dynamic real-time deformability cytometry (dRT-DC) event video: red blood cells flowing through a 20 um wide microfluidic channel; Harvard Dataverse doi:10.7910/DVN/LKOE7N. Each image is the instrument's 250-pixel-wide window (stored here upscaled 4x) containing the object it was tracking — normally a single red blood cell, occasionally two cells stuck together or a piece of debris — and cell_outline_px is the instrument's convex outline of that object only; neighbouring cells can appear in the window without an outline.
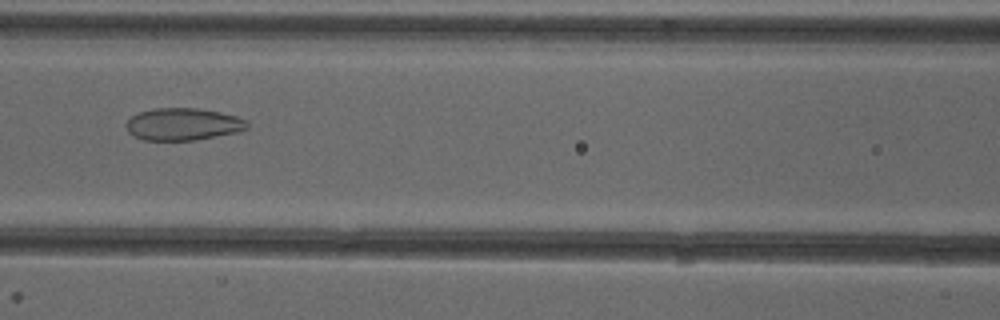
{"species": "common noctule bat (a hibernating species)", "species_latin": "Nyctalus noctula", "temperature_condition": "cold", "stored_images_in_passage": 33, "camera_frame_rate_fps": 3000, "um_per_image_px": 0.085, "animal": {"sex": "female"}, "frame": {"image": 1, "passage_image": 23, "time_ms": 7.333, "image_size_px": [1000, 320], "cell_outline_px": [[248, 128], [236, 132], [196, 140], [144, 140], [132, 136], [128, 132], [124, 124], [132, 116], [140, 112], [152, 108], [196, 108], [220, 112], [236, 116], [248, 120]], "centroid_in_image_um": [15.53, 10.56], "position_along_channel_um": 151.1, "area_um2": 22.83}}
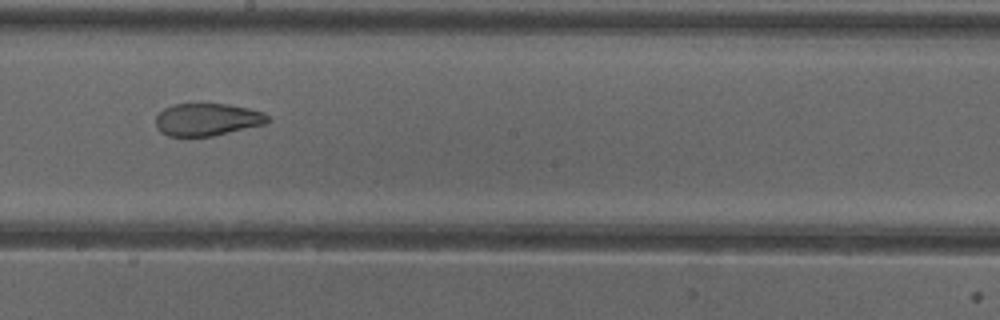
{"frame": {"image": 2, "passage_image": 29, "time_ms": 9.333, "image_size_px": [1000, 320], "cell_outline_px": [[272, 120], [264, 124], [212, 136], [168, 136], [160, 132], [156, 128], [156, 116], [164, 108], [172, 104], [228, 104], [248, 108], [264, 112]], "centroid_in_image_um": [17.6, 10.16], "position_along_channel_um": 230.6, "area_um2": 21.21}}
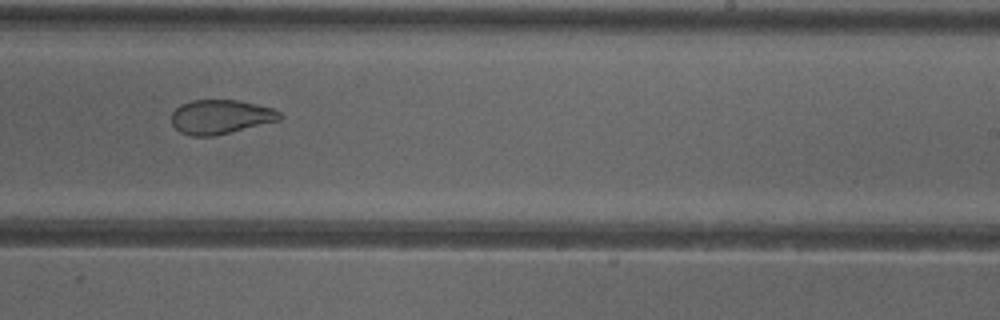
{"frame": {"image": 3, "passage_image": 32, "time_ms": 10.333, "image_size_px": [1000, 320], "cell_outline_px": [[284, 116], [280, 120], [212, 136], [192, 136], [180, 132], [172, 124], [172, 112], [180, 104], [192, 100], [236, 100], [256, 104], [272, 108], [280, 112]], "centroid_in_image_um": [18.74, 9.92], "position_along_channel_um": 270.3, "area_um2": 21.44}}